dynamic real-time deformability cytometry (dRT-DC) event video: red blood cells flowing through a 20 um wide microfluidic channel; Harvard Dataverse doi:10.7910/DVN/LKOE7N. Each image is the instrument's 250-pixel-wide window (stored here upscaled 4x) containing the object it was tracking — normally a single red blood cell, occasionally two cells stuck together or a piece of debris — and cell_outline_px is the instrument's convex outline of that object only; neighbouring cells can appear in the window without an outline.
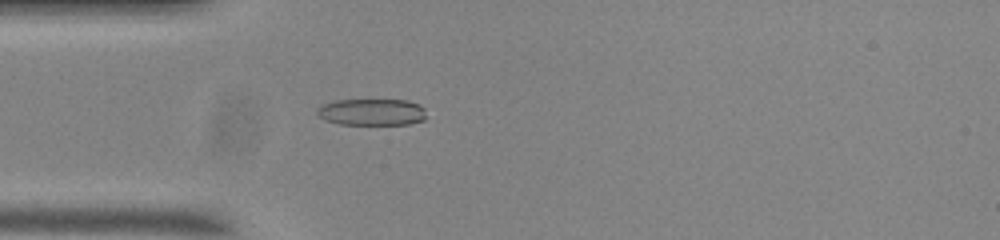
{"species": "common noctule bat (a hibernating species)", "species_latin": "Nyctalus noctula", "temperature_condition": "room temperature", "stored_images_in_passage": 45, "camera_frame_rate_fps": 3000, "um_per_image_px": 0.085, "animal": {"sex": "male", "body_mass_g": 20.0, "forearm_length_mm": 53.3}, "frame": {"image": 1, "passage_image": 5, "time_ms": 1.333, "image_size_px": [1000, 240], "cell_outline_px": [[424, 120], [408, 124], [340, 124], [324, 120], [316, 112], [316, 108], [320, 104], [336, 100], [408, 100], [420, 104], [424, 108]], "centroid_in_image_um": [31.57, 9.51], "position_along_channel_um": 53.4, "area_um2": 17.05}}
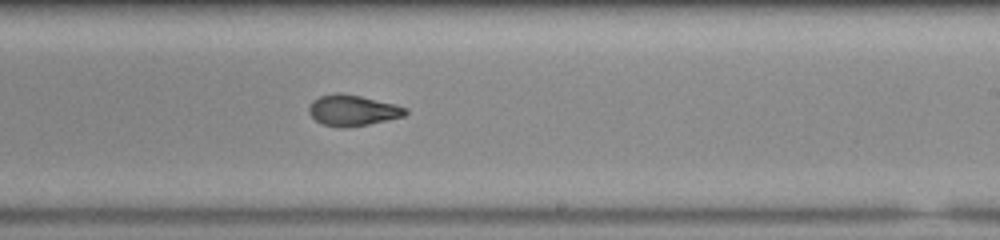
{"frame": {"image": 2, "passage_image": 22, "time_ms": 7.0, "image_size_px": [1000, 240], "cell_outline_px": [[408, 112], [404, 116], [368, 124], [344, 128], [340, 128], [324, 124], [316, 120], [308, 112], [308, 108], [312, 100], [320, 96], [336, 92], [340, 92], [360, 96], [396, 104], [408, 108]], "centroid_in_image_um": [29.97, 9.37], "position_along_channel_um": 259.0, "area_um2": 17.4}}
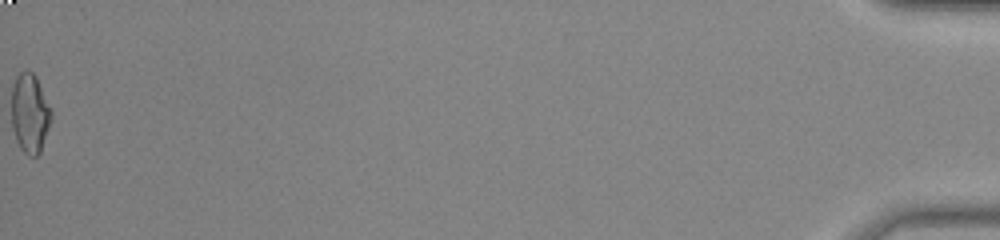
{"frame": {"image": 3, "passage_image": 45, "time_ms": 14.667, "image_size_px": [1000, 240], "cell_outline_px": [[52, 116], [40, 152], [36, 156], [28, 156], [20, 148], [16, 140], [12, 128], [12, 84], [16, 76], [24, 68], [28, 68], [36, 76], [52, 112]], "centroid_in_image_um": [2.52, 9.59], "position_along_channel_um": 432.7, "area_um2": 18.44}, "authors_computed_cell_mechanics": {"area_um2": 17.5134, "velocity_mm_per_s": 3.7062, "shape_relaxation_time_tau1_ms": 9.0344, "shape_relaxation_time_tau2_ms": 1.9731, "deformation_change_tau1": 0.2701, "deformation_change_tau2": 0.0797}}